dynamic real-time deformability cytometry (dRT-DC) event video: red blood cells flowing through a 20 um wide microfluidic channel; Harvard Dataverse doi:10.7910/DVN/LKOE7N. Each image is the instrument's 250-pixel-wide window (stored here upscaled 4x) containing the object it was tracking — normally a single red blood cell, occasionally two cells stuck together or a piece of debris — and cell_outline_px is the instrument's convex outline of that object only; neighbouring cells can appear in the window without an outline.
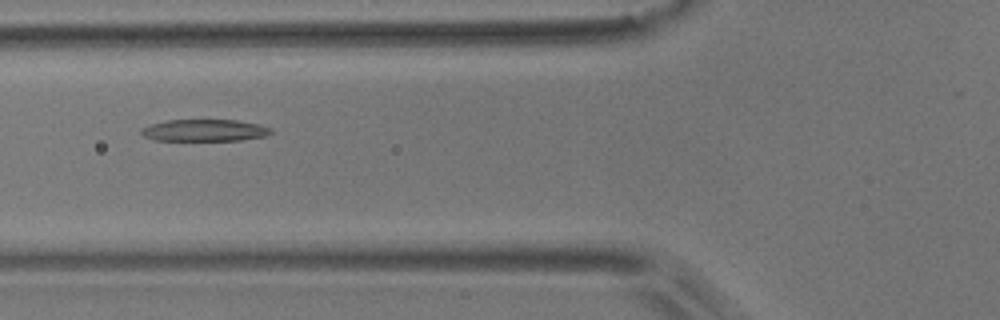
{"species": "common noctule bat (a hibernating species)", "species_latin": "Nyctalus noctula", "temperature_condition": "room temperature", "stored_images_in_passage": 10, "camera_frame_rate_fps": 3000, "um_per_image_px": 0.085, "animal": {"sex": "male", "body_mass_g": 17.9}, "frame": {"image": 1, "passage_image": 7, "time_ms": 2.0, "image_size_px": [1000, 320], "cell_outline_px": [[272, 132], [264, 136], [240, 140], [152, 140], [144, 136], [140, 132], [140, 128], [152, 124], [168, 120], [236, 120], [260, 124], [272, 128]], "centroid_in_image_um": [17.38, 11.07], "position_along_channel_um": 108.4, "area_um2": 16.47}}
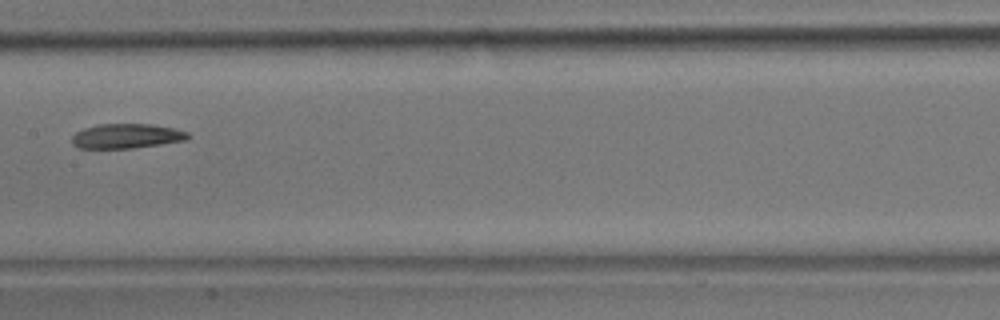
{"frame": {"image": 2, "passage_image": 9, "time_ms": 2.667, "image_size_px": [1000, 320], "cell_outline_px": [[192, 136], [188, 140], [132, 148], [80, 148], [72, 144], [72, 136], [76, 132], [84, 128], [100, 124], [152, 124], [172, 128], [188, 132]], "centroid_in_image_um": [10.78, 11.56], "position_along_channel_um": 196.6, "area_um2": 16.65}}